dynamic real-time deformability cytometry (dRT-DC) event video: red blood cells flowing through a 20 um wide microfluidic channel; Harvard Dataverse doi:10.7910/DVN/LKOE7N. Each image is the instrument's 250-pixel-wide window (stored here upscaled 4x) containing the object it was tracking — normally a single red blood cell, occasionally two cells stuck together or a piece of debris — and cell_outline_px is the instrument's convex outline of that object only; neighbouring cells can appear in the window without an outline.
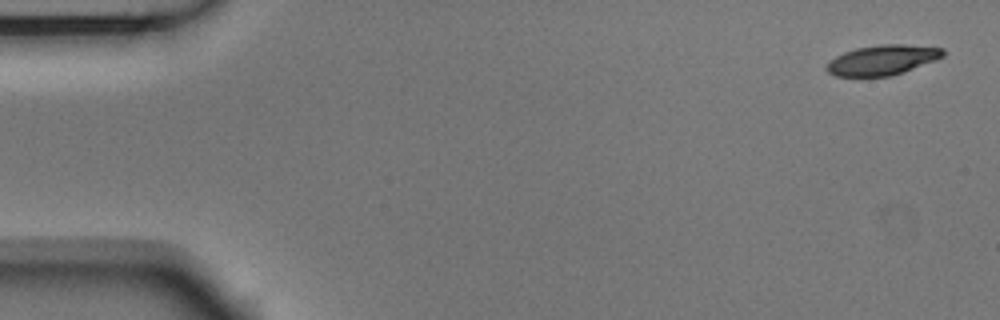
{"species": "Egyptian fruit bat (a non-hibernating species)", "species_latin": "Rousettus aegyptiacus", "temperature_condition": "room temperature", "stored_images_in_passage": 5, "camera_frame_rate_fps": 3000, "um_per_image_px": 0.085, "animal": {"sex": "male"}, "frame": {"image": 1, "passage_image": 1, "time_ms": 0.0, "image_size_px": [1000, 320], "cell_outline_px": [[944, 56], [936, 60], [904, 72], [892, 76], [836, 76], [828, 72], [824, 68], [836, 56], [844, 52], [856, 48], [880, 44], [904, 44], [944, 48]], "centroid_in_image_um": [75.03, 5.1], "position_along_channel_um": 10.0, "area_um2": 20.35}}
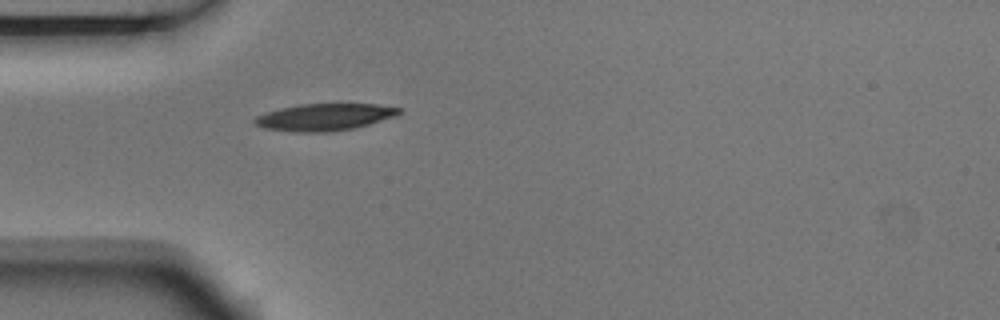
{"frame": {"image": 2, "passage_image": 5, "time_ms": 1.333, "image_size_px": [1000, 320], "cell_outline_px": [[400, 112], [396, 116], [368, 124], [352, 128], [328, 132], [292, 132], [264, 128], [256, 124], [252, 120], [256, 116], [280, 108], [300, 104], [376, 104], [400, 108]], "centroid_in_image_um": [27.55, 9.95], "position_along_channel_um": 57.4, "area_um2": 22.48}}